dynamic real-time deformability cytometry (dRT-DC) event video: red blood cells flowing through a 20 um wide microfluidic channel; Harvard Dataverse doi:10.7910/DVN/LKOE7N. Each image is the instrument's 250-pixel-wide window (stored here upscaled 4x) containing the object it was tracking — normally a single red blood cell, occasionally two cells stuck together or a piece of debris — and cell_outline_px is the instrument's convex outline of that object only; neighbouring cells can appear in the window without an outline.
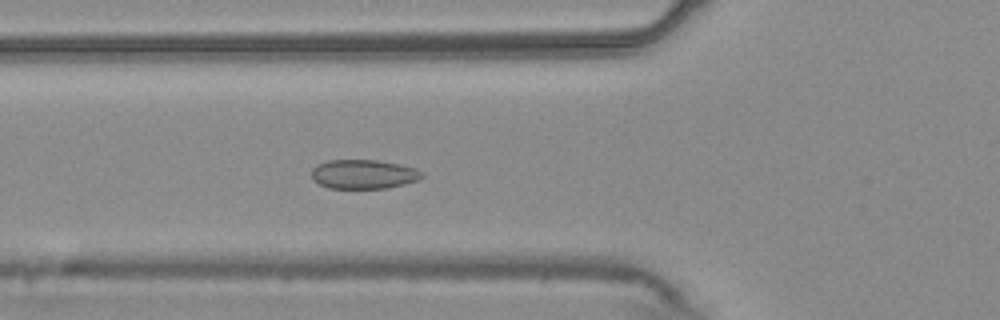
{"species": "common noctule bat (a hibernating species)", "species_latin": "Nyctalus noctula", "temperature_condition": "warm", "stored_images_in_passage": 55, "camera_frame_rate_fps": 3000, "um_per_image_px": 0.085, "animal": {"sex": "male", "body_mass_g": 20.4}, "frame": {"image": 1, "passage_image": 20, "time_ms": 6.333, "image_size_px": [1000, 320], "cell_outline_px": [[424, 176], [420, 180], [388, 188], [328, 188], [312, 180], [312, 168], [316, 164], [328, 160], [376, 160], [400, 164], [416, 168], [424, 172]], "centroid_in_image_um": [30.92, 14.8], "position_along_channel_um": 94.9, "area_um2": 19.02}}
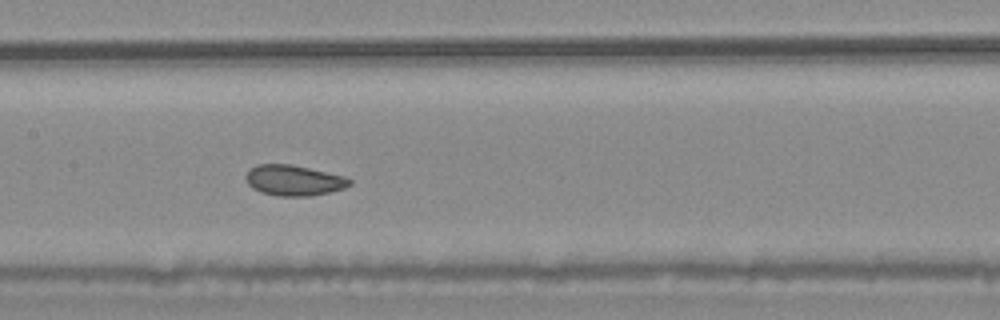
{"frame": {"image": 2, "passage_image": 27, "time_ms": 8.667, "image_size_px": [1000, 320], "cell_outline_px": [[352, 184], [344, 188], [312, 196], [280, 196], [260, 192], [252, 188], [248, 184], [244, 176], [248, 168], [256, 164], [292, 164], [344, 176], [352, 180]], "centroid_in_image_um": [24.93, 15.32], "position_along_channel_um": 182.5, "area_um2": 18.67}}
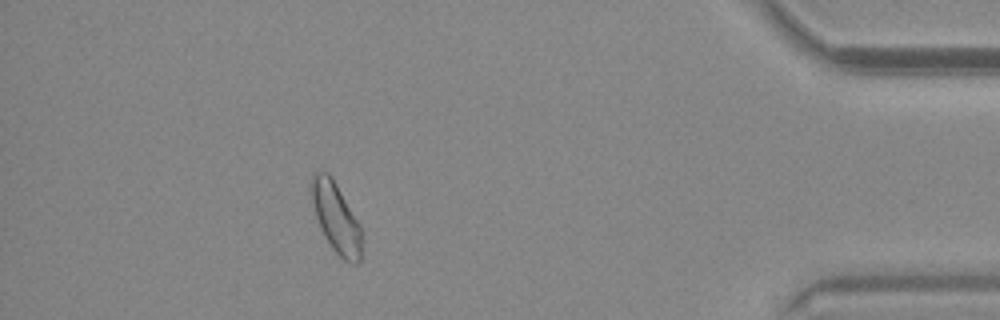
{"frame": {"image": 3, "passage_image": 49, "time_ms": 16.0, "image_size_px": [1000, 320], "cell_outline_px": [[364, 236], [360, 260], [356, 264], [352, 264], [344, 260], [332, 248], [324, 236], [320, 228], [316, 216], [308, 188], [308, 184], [312, 172], [316, 168], [328, 172], [332, 176], [360, 224]], "centroid_in_image_um": [28.54, 18.43], "position_along_channel_um": 406.7, "area_um2": 21.39}, "authors_computed_cell_mechanics": {"area_um2": 19.5942, "velocity_mm_per_s": 3.7324, "shape_relaxation_time_tau1_ms": 5.6046, "shape_relaxation_time_tau2_ms": 3.5327, "deformation_change_tau1": 0.0672, "deformation_change_tau2": 0.0425}}